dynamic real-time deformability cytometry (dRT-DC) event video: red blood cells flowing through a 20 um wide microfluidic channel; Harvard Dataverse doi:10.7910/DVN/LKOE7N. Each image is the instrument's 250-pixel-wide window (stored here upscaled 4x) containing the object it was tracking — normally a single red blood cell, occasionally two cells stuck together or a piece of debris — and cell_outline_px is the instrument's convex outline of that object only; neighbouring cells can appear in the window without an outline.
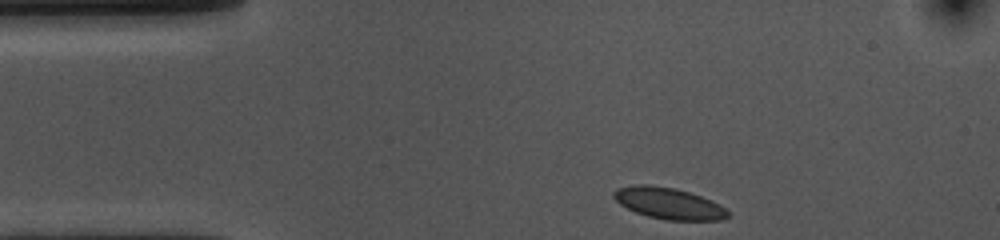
{"species": "common noctule bat (a hibernating species)", "species_latin": "Nyctalus noctula", "temperature_condition": "cold", "stored_images_in_passage": 35, "camera_frame_rate_fps": 3000, "um_per_image_px": 0.085, "animal": {"sex": "female", "body_mass_g": 10.0, "forearm_length_mm": 53.1}, "frame": {"image": 1, "passage_image": 1, "time_ms": 0.0, "image_size_px": [1000, 240], "cell_outline_px": [[728, 216], [720, 220], [668, 220], [648, 216], [636, 212], [620, 204], [612, 196], [612, 192], [616, 188], [632, 184], [648, 184], [676, 188], [712, 200], [724, 208], [728, 212]], "centroid_in_image_um": [56.79, 17.26], "position_along_channel_um": 28.2, "area_um2": 20.81}}
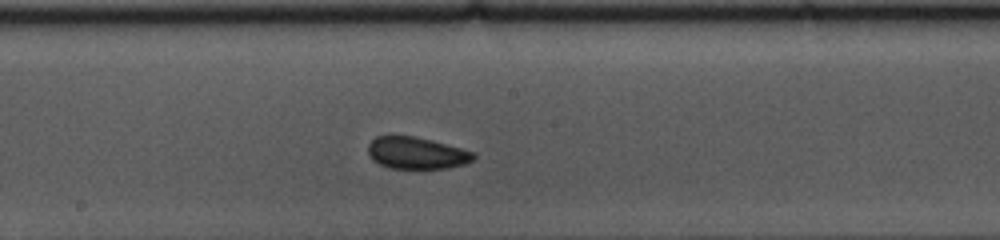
{"frame": {"image": 2, "passage_image": 20, "time_ms": 6.333, "image_size_px": [1000, 240], "cell_outline_px": [[476, 156], [472, 160], [464, 164], [448, 168], [388, 168], [372, 160], [368, 156], [368, 144], [376, 136], [412, 136], [432, 140], [476, 152]], "centroid_in_image_um": [35.4, 13.01], "position_along_channel_um": 212.8, "area_um2": 19.65}}
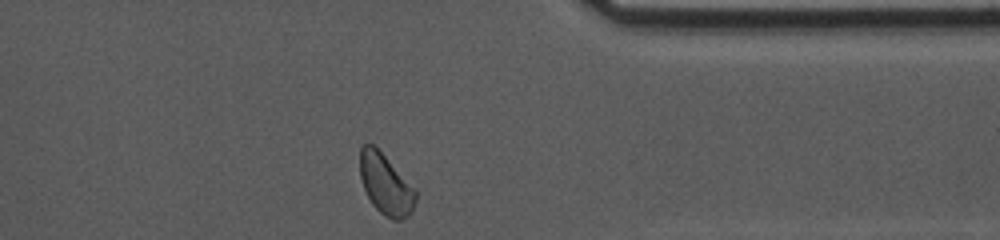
{"frame": {"image": 3, "passage_image": 35, "time_ms": 11.333, "image_size_px": [1000, 240], "cell_outline_px": [[416, 200], [412, 212], [408, 216], [400, 220], [392, 220], [384, 216], [372, 204], [364, 188], [360, 176], [360, 148], [364, 144], [372, 144], [416, 188]], "centroid_in_image_um": [32.8, 15.71], "position_along_channel_um": 378.6, "area_um2": 19.54}, "authors_computed_cell_mechanics": {"area_um2": 20.1722, "velocity_mm_per_s": 3.5691, "shape_relaxation_time_tau1_ms": 3.7383, "shape_relaxation_time_tau2_ms": 2.555, "deformation_change_tau1": 0.0457, "deformation_change_tau2": 0.0659}}